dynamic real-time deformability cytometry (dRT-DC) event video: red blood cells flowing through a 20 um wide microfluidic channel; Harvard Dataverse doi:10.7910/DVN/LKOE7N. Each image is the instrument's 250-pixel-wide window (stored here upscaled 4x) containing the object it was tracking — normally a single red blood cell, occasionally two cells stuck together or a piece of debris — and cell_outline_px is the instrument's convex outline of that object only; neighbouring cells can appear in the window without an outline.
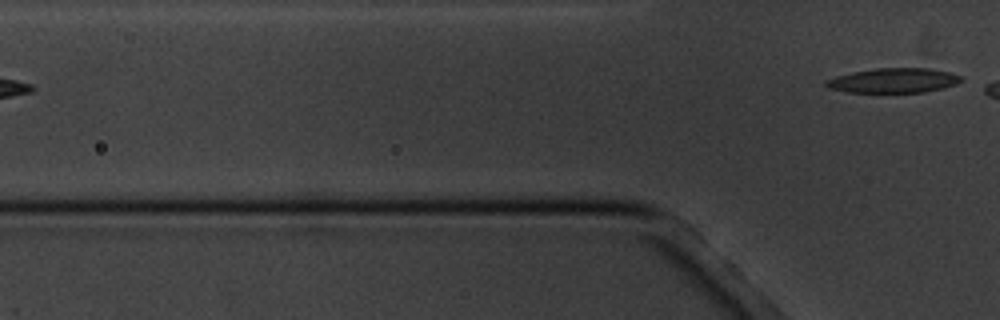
{"species": "common noctule bat (a hibernating species)", "species_latin": "Nyctalus noctula", "temperature_condition": "cold", "stored_images_in_passage": 5, "camera_frame_rate_fps": 3000, "um_per_image_px": 0.085, "animal": {"sex": "male", "body_mass_g": 20.1, "forearm_length_mm": 53.5}, "frame": {"image": 1, "passage_image": 5, "time_ms": 6.333, "image_size_px": [1000, 320], "cell_outline_px": [[964, 80], [956, 84], [944, 88], [924, 92], [848, 92], [828, 88], [824, 84], [824, 80], [836, 76], [852, 72], [876, 68], [928, 68], [948, 72], [960, 76]], "centroid_in_image_um": [75.93, 6.84], "position_along_channel_um": 49.9, "area_um2": 19.42}}